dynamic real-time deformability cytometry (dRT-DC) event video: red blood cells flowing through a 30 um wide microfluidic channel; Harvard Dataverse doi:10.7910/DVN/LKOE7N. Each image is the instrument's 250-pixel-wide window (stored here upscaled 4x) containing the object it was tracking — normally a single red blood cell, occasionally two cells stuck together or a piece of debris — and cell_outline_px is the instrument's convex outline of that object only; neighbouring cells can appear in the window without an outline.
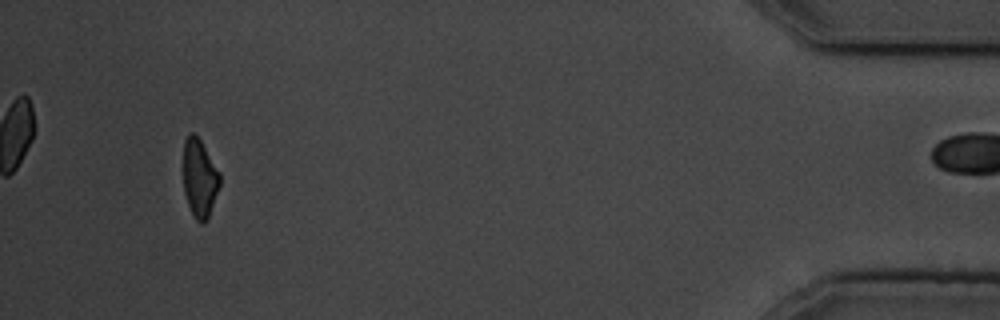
{"species": "common noctule bat (a hibernating species)", "species_latin": "Nyctalus noctula", "temperature_condition": "cold", "stored_images_in_passage": 17, "segment_of_instrument_passage": [1, 2], "camera_frame_rate_fps": 3000, "um_per_image_px": 0.085, "animal": {"sex": "male", "body_mass_g": 19.5, "forearm_length_mm": 54.6}, "frame": {"image": 1, "passage_image": 15, "time_ms": 16.333, "image_size_px": [1000, 320], "cell_outline_px": [[220, 184], [208, 220], [204, 224], [200, 224], [196, 220], [188, 204], [184, 192], [184, 140], [188, 132], [192, 132], [200, 140], [220, 172]], "centroid_in_image_um": [16.97, 15.17], "position_along_channel_um": 418.2, "area_um2": 16.65}}